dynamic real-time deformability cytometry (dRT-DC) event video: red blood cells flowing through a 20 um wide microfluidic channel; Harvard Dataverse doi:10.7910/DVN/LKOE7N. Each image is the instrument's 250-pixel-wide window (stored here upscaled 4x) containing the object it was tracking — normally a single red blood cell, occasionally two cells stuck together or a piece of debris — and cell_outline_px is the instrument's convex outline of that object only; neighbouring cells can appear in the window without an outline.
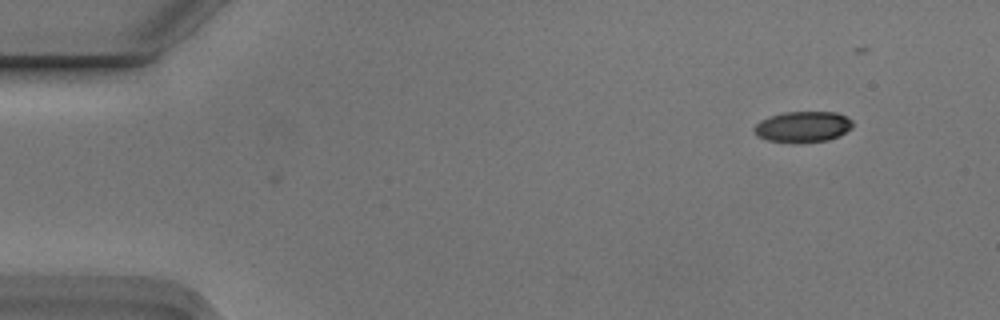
{"species": "Egyptian fruit bat (a non-hibernating species)", "species_latin": "Rousettus aegyptiacus", "temperature_condition": "cold", "stored_images_in_passage": 4, "camera_frame_rate_fps": 3000, "um_per_image_px": 0.085, "animal": {"sex": "male"}, "frame": {"image": 1, "passage_image": 1, "time_ms": 0.0, "image_size_px": [1000, 320], "cell_outline_px": [[852, 128], [840, 136], [828, 140], [796, 144], [792, 144], [768, 140], [756, 136], [752, 128], [760, 120], [784, 112], [836, 112], [848, 116], [852, 120]], "centroid_in_image_um": [68.25, 10.8], "position_along_channel_um": 16.8, "area_um2": 18.15}}